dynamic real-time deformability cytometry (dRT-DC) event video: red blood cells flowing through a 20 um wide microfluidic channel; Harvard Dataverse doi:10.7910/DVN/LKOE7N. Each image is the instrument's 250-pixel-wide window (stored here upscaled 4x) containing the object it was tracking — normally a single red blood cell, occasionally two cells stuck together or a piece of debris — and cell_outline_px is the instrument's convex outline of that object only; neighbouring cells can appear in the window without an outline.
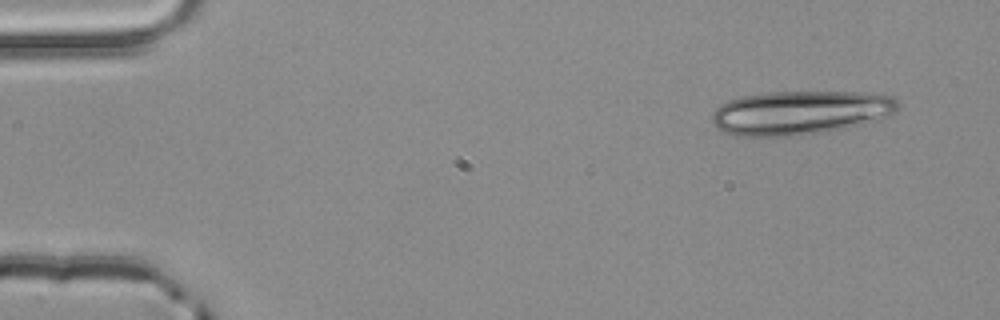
{"species": "common noctule bat (a hibernating species)", "species_latin": "Nyctalus noctula", "temperature_condition": "room temperature", "stored_images_in_passage": 4, "segment_of_instrument_passage": [1, 2], "camera_frame_rate_fps": 3000, "um_per_image_px": 0.085, "animal": {"sex": "male", "body_mass_g": 20.4}, "frame": {"image": 1, "passage_image": 1, "time_ms": 0.0, "image_size_px": [1000, 320], "cell_outline_px": [[900, 108], [896, 112], [876, 120], [840, 128], [800, 136], [736, 136], [724, 132], [716, 128], [712, 120], [712, 112], [716, 108], [728, 100], [740, 96], [764, 92], [868, 92], [892, 96], [900, 104]], "centroid_in_image_um": [67.99, 9.56], "position_along_channel_um": 17.0, "area_um2": 47.74}}